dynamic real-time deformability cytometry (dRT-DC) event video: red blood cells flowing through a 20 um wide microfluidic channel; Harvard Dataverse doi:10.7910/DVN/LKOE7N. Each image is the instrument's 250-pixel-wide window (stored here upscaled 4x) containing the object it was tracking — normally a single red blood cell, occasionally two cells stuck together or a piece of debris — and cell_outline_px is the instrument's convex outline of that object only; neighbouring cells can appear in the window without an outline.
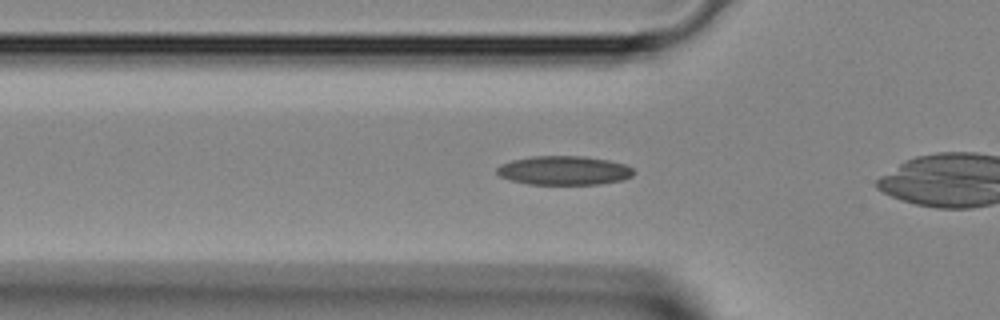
{"species": "Egyptian fruit bat (a non-hibernating species)", "species_latin": "Rousettus aegyptiacus", "temperature_condition": "room temperature", "stored_images_in_passage": 27, "camera_frame_rate_fps": 3000, "um_per_image_px": 0.085, "animal": {"sex": "female"}, "frame": {"image": 1, "passage_image": 6, "time_ms": 1.667, "image_size_px": [1000, 320], "cell_outline_px": [[636, 172], [632, 176], [624, 180], [600, 184], [528, 184], [512, 180], [500, 176], [496, 172], [496, 168], [500, 164], [512, 160], [532, 156], [584, 156], [608, 160], [624, 164], [632, 168]], "centroid_in_image_um": [47.96, 14.49], "position_along_channel_um": 77.8, "area_um2": 23.18}}
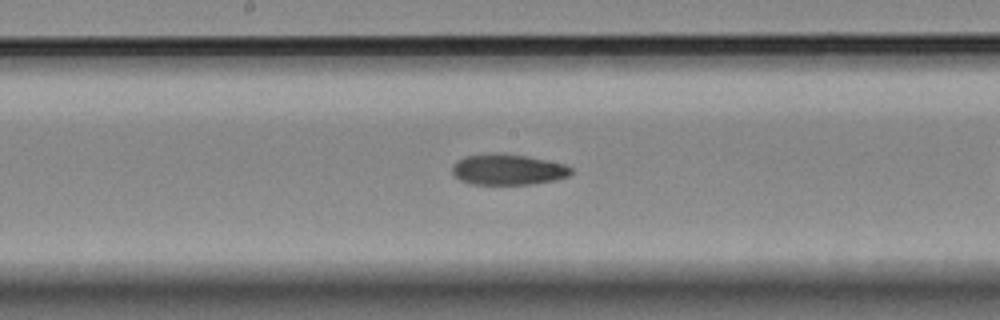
{"frame": {"image": 2, "passage_image": 14, "time_ms": 4.333, "image_size_px": [1000, 320], "cell_outline_px": [[572, 172], [568, 176], [556, 180], [532, 184], [472, 184], [460, 180], [452, 172], [452, 164], [456, 160], [464, 156], [528, 156], [568, 164], [572, 168]], "centroid_in_image_um": [43.23, 14.45], "position_along_channel_um": 205.0, "area_um2": 20.75}}
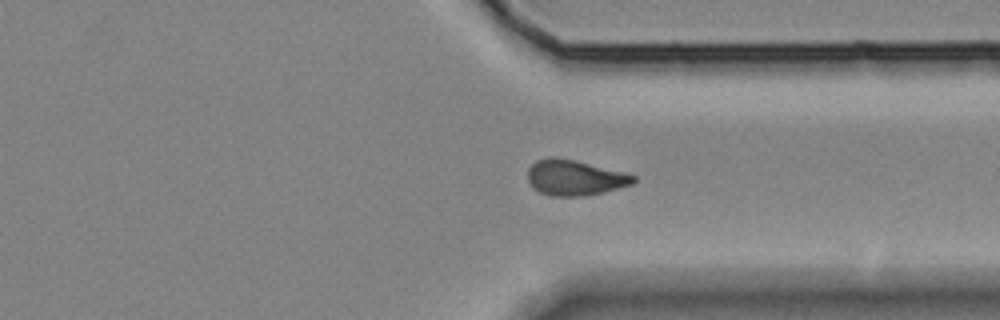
{"frame": {"image": 3, "passage_image": 24, "time_ms": 7.667, "image_size_px": [1000, 320], "cell_outline_px": [[636, 180], [632, 184], [604, 192], [584, 196], [552, 196], [540, 192], [532, 188], [528, 180], [528, 168], [536, 160], [552, 156], [572, 160], [628, 172], [636, 176]], "centroid_in_image_um": [48.86, 15.1], "position_along_channel_um": 362.5, "area_um2": 21.96}}